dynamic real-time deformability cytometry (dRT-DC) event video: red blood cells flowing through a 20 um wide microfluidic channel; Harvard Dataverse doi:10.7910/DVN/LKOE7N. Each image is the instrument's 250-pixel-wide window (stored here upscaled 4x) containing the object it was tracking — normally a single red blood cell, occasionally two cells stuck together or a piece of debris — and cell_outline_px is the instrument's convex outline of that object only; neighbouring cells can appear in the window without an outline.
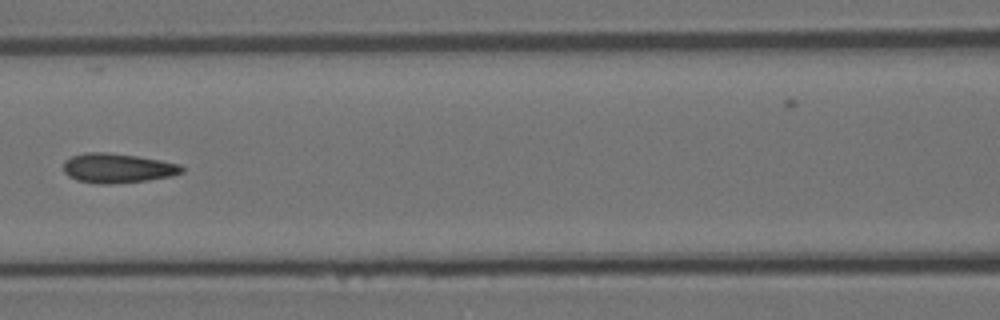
{"species": "Egyptian fruit bat (a non-hibernating species)", "species_latin": "Rousettus aegyptiacus", "temperature_condition": "room temperature", "stored_images_in_passage": 7, "camera_frame_rate_fps": 3000, "um_per_image_px": 0.085, "animal": {"sex": "female"}, "frame": {"image": 1, "passage_image": 6, "time_ms": 1.667, "image_size_px": [1000, 320], "cell_outline_px": [[184, 172], [172, 176], [148, 180], [112, 184], [96, 184], [76, 180], [68, 176], [64, 172], [64, 160], [72, 156], [84, 152], [108, 152], [136, 156], [160, 160], [180, 164], [184, 168]], "centroid_in_image_um": [9.98, 14.29], "position_along_channel_um": 156.6, "area_um2": 20.58}}